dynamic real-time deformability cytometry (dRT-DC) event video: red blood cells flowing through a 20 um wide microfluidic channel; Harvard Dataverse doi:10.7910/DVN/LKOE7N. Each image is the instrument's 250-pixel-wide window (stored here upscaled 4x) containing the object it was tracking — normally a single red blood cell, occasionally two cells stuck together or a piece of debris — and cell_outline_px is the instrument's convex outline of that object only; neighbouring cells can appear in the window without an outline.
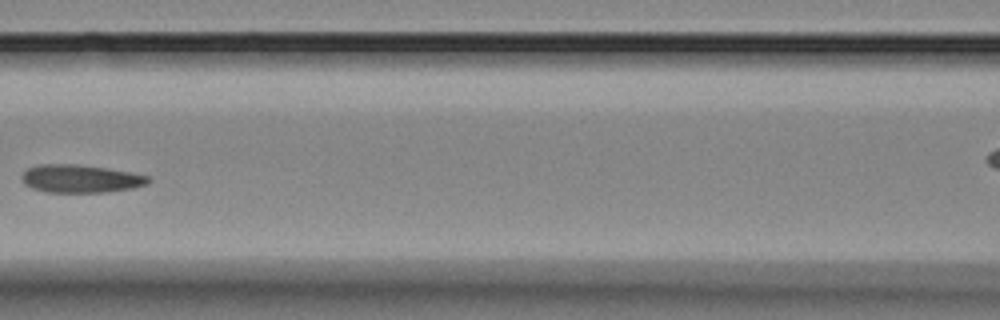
{"species": "Egyptian fruit bat (a non-hibernating species)", "species_latin": "Rousettus aegyptiacus", "temperature_condition": "room temperature", "stored_images_in_passage": 6, "segment_of_instrument_passage": [1, 2], "camera_frame_rate_fps": 3000, "um_per_image_px": 0.085, "animal": {"sex": "female"}, "frame": {"image": 1, "passage_image": 5, "time_ms": 4.333, "image_size_px": [1000, 320], "cell_outline_px": [[152, 180], [148, 184], [132, 188], [104, 192], [48, 192], [32, 188], [24, 184], [20, 176], [28, 168], [40, 164], [76, 164], [108, 168], [132, 172], [148, 176]], "centroid_in_image_um": [6.86, 15.18], "position_along_channel_um": 159.7, "area_um2": 20.69}}